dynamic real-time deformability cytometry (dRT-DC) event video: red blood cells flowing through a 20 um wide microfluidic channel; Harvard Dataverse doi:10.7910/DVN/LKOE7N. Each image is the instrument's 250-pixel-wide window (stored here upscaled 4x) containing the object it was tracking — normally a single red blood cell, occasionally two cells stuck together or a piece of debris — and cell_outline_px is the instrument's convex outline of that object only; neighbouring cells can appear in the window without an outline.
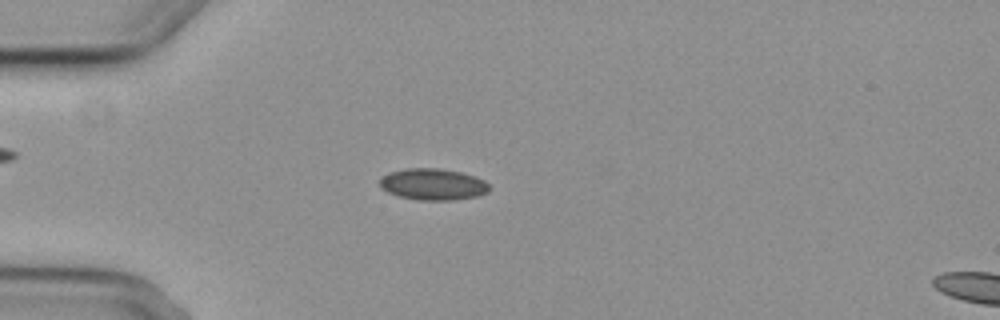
{"species": "common noctule bat (a hibernating species)", "species_latin": "Nyctalus noctula", "temperature_condition": "cold", "stored_images_in_passage": 4, "camera_frame_rate_fps": 3000, "um_per_image_px": 0.085, "animal": {"sex": "female", "body_mass_g": 29.2, "forearm_length_mm": 56.3}, "frame": {"image": 1, "passage_image": 2, "time_ms": 1.333, "image_size_px": [1000, 320], "cell_outline_px": [[492, 188], [488, 192], [476, 196], [452, 200], [420, 200], [400, 196], [388, 192], [380, 188], [380, 180], [388, 172], [408, 168], [440, 168], [460, 172], [476, 176], [484, 180]], "centroid_in_image_um": [36.82, 15.66], "position_along_channel_um": 48.2, "area_um2": 20.11}}
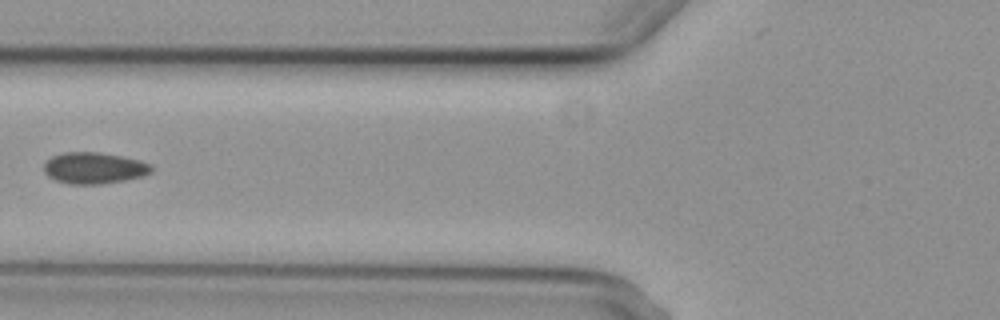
{"frame": {"image": 2, "passage_image": 4, "time_ms": 3.667, "image_size_px": [1000, 320], "cell_outline_px": [[152, 172], [144, 176], [124, 180], [100, 184], [68, 184], [56, 180], [48, 176], [44, 172], [44, 164], [52, 156], [64, 152], [100, 152], [140, 160], [152, 164]], "centroid_in_image_um": [8.01, 14.28], "position_along_channel_um": 117.8, "area_um2": 19.71}}